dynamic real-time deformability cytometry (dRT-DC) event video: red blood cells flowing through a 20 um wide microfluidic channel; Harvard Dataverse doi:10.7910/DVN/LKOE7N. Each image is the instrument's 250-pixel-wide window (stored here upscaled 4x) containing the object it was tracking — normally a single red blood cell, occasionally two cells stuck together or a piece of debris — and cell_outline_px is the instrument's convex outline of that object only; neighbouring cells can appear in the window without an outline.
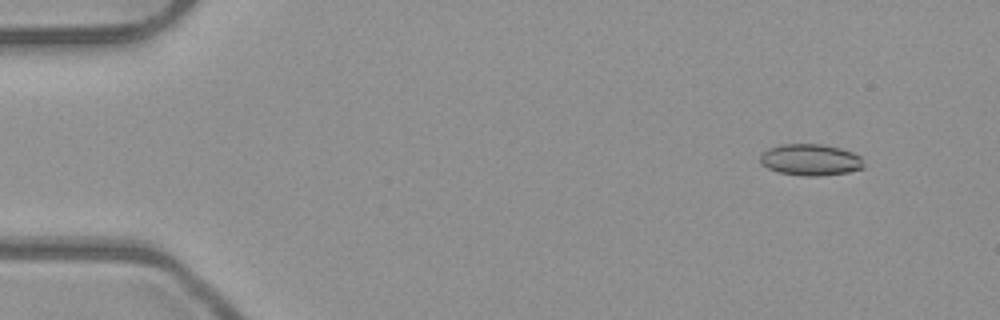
{"species": "common noctule bat (a hibernating species)", "species_latin": "Nyctalus noctula", "temperature_condition": "room temperature", "stored_images_in_passage": 5, "camera_frame_rate_fps": 3000, "um_per_image_px": 0.085, "animal": {"sex": "male", "body_mass_g": 23.1, "forearm_length_mm": 52.7}, "frame": {"image": 1, "passage_image": 2, "time_ms": 0.333, "image_size_px": [1000, 320], "cell_outline_px": [[864, 168], [848, 172], [820, 176], [800, 176], [776, 172], [760, 164], [760, 156], [768, 148], [780, 144], [820, 144], [840, 148], [852, 152], [860, 156], [864, 164]], "centroid_in_image_um": [68.87, 13.59], "position_along_channel_um": 16.1, "area_um2": 19.19}}
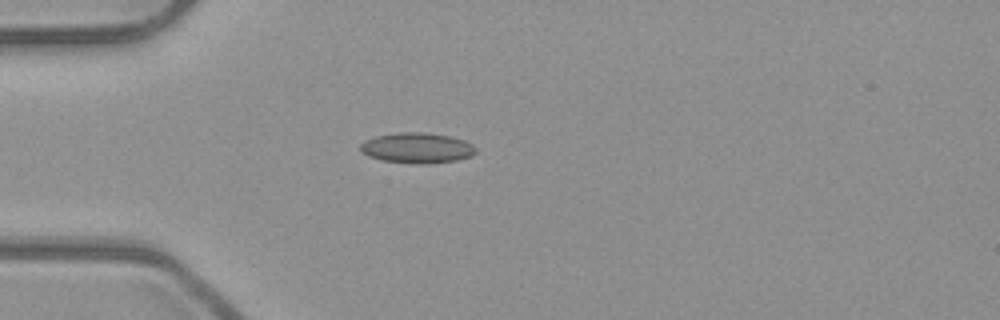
{"frame": {"image": 2, "passage_image": 5, "time_ms": 1.333, "image_size_px": [1000, 320], "cell_outline_px": [[476, 152], [472, 156], [456, 160], [428, 164], [416, 164], [384, 160], [368, 156], [360, 152], [360, 144], [364, 140], [376, 136], [400, 132], [424, 132], [448, 136], [464, 140], [472, 144], [476, 148]], "centroid_in_image_um": [35.44, 12.58], "position_along_channel_um": 49.6, "area_um2": 20.52}}